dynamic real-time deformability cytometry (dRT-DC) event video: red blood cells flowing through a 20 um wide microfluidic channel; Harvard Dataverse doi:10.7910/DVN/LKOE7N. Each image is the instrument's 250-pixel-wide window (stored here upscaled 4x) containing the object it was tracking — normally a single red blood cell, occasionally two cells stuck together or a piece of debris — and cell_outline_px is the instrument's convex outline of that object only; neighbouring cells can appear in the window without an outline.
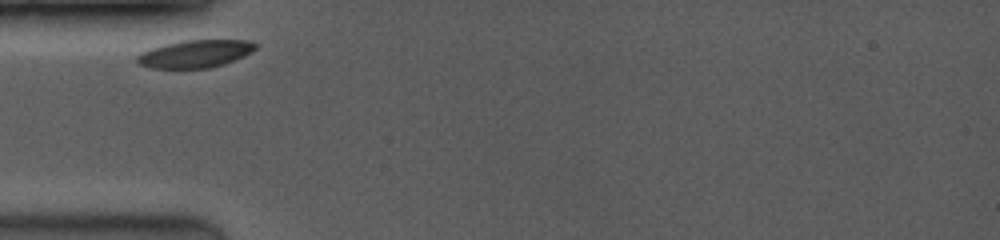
{"species": "common noctule bat (a hibernating species)", "species_latin": "Nyctalus noctula", "temperature_condition": "room temperature", "stored_images_in_passage": 14, "camera_frame_rate_fps": 3500, "um_per_image_px": 0.085, "animal": {"sex": "female", "body_mass_g": 19.0, "forearm_length_mm": 53.3}, "frame": {"image": 1, "passage_image": 1, "time_ms": 0.0, "image_size_px": [1000, 240], "cell_outline_px": [[256, 48], [252, 52], [244, 56], [224, 64], [208, 68], [148, 68], [140, 64], [136, 60], [136, 56], [152, 48], [164, 44], [184, 40], [248, 40], [256, 44]], "centroid_in_image_um": [16.6, 4.57], "position_along_channel_um": 68.4, "area_um2": 18.96}}
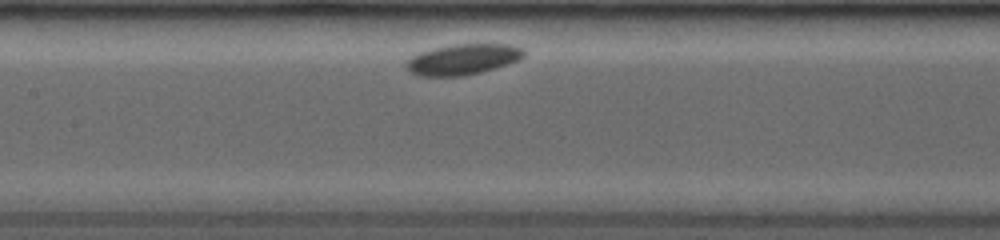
{"frame": {"image": 2, "passage_image": 6, "time_ms": 2.857, "image_size_px": [1000, 240], "cell_outline_px": [[524, 56], [520, 60], [496, 68], [464, 76], [416, 76], [404, 68], [404, 64], [412, 56], [420, 52], [432, 48], [452, 44], [512, 44], [524, 48]], "centroid_in_image_um": [39.33, 5.04], "position_along_channel_um": 168.1, "area_um2": 21.39}}
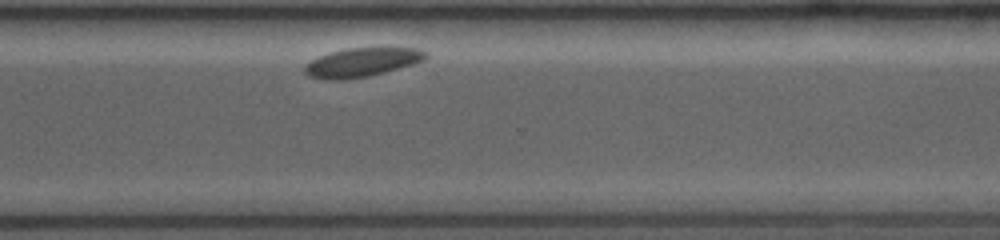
{"frame": {"image": 3, "passage_image": 14, "time_ms": 7.714, "image_size_px": [1000, 240], "cell_outline_px": [[428, 56], [424, 60], [412, 64], [384, 72], [368, 76], [344, 80], [324, 80], [308, 76], [304, 72], [304, 64], [320, 56], [332, 52], [348, 48], [416, 48], [428, 52]], "centroid_in_image_um": [30.73, 5.31], "position_along_channel_um": 339.9, "area_um2": 20.29}}